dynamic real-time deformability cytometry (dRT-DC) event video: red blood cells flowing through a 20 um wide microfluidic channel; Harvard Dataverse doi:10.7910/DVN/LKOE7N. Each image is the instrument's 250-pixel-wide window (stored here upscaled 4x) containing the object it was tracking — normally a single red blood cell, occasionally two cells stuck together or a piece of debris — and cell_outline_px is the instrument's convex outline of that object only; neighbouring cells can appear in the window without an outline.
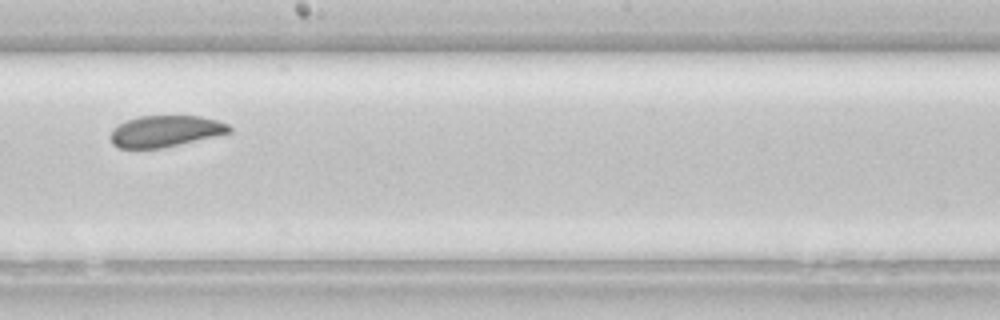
{"species": "common noctule bat (a hibernating species)", "species_latin": "Nyctalus noctula", "temperature_condition": "room temperature", "stored_images_in_passage": 6, "camera_frame_rate_fps": 3000, "um_per_image_px": 0.085, "animal": {"sex": "female", "body_mass_g": 22.7, "forearm_length_mm": 54.2}, "frame": {"image": 1, "passage_image": 6, "time_ms": 1.667, "image_size_px": [1000, 320], "cell_outline_px": [[232, 132], [180, 144], [160, 148], [120, 148], [112, 144], [112, 128], [128, 120], [140, 116], [200, 116], [216, 120], [228, 124], [232, 128]], "centroid_in_image_um": [14.08, 11.15], "position_along_channel_um": 234.1, "area_um2": 21.44}}